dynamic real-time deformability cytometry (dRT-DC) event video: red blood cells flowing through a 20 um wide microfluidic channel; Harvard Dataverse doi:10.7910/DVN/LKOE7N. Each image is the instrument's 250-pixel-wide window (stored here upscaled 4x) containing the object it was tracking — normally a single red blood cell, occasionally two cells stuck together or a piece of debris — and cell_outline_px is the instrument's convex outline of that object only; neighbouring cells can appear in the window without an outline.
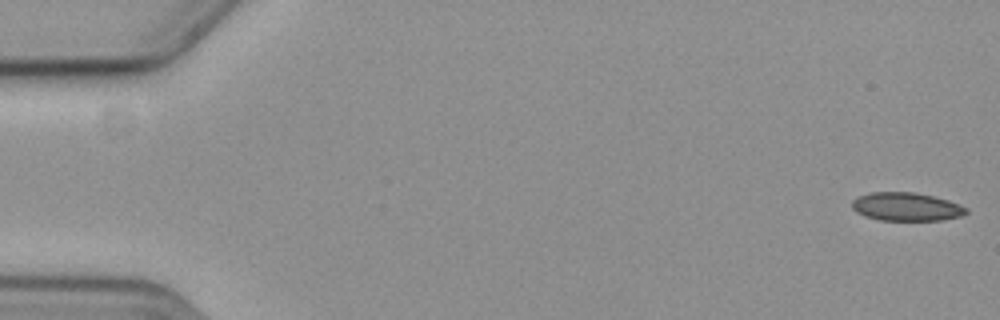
{"species": "common noctule bat (a hibernating species)", "species_latin": "Nyctalus noctula", "temperature_condition": "cold", "stored_images_in_passage": 58, "camera_frame_rate_fps": 3000, "um_per_image_px": 0.085, "animal": {"sex": "female", "body_mass_g": 19.3, "forearm_length_mm": 54.1}, "frame": {"image": 1, "passage_image": 1, "time_ms": 0.0, "image_size_px": [1000, 320], "cell_outline_px": [[968, 212], [960, 216], [940, 220], [880, 220], [864, 216], [856, 212], [852, 208], [852, 200], [868, 192], [912, 192], [932, 196], [948, 200], [968, 208]], "centroid_in_image_um": [77.01, 17.57], "position_along_channel_um": 8.0, "area_um2": 18.79}}
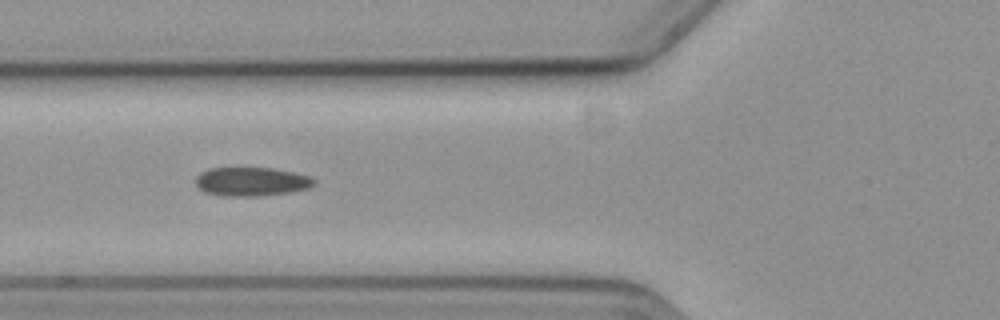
{"frame": {"image": 2, "passage_image": 22, "time_ms": 7.0, "image_size_px": [1000, 320], "cell_outline_px": [[316, 184], [308, 188], [292, 192], [260, 196], [220, 196], [204, 192], [196, 184], [196, 176], [200, 172], [208, 168], [272, 168], [292, 172], [308, 176], [316, 180]], "centroid_in_image_um": [21.36, 15.44], "position_along_channel_um": 104.4, "area_um2": 20.0}}
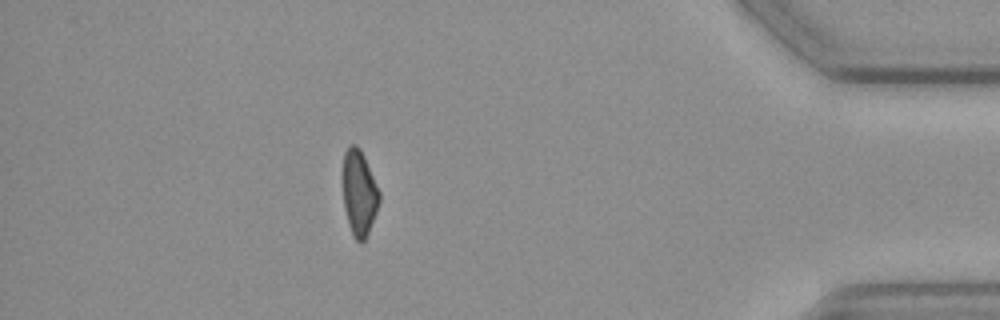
{"frame": {"image": 3, "passage_image": 51, "time_ms": 16.667, "image_size_px": [1000, 320], "cell_outline_px": [[380, 200], [376, 212], [368, 232], [364, 240], [360, 244], [352, 236], [348, 224], [344, 208], [344, 152], [348, 144], [356, 144], [360, 148], [364, 156], [380, 192]], "centroid_in_image_um": [30.53, 16.4], "position_along_channel_um": 404.7, "area_um2": 18.03}, "authors_computed_cell_mechanics": {"area_um2": 19.7676, "velocity_mm_per_s": 3.6173, "shape_relaxation_time_tau1_ms": null, "shape_relaxation_time_tau2_ms": 6.0388, "deformation_change_tau1": null, "deformation_change_tau2": 0.1186}}